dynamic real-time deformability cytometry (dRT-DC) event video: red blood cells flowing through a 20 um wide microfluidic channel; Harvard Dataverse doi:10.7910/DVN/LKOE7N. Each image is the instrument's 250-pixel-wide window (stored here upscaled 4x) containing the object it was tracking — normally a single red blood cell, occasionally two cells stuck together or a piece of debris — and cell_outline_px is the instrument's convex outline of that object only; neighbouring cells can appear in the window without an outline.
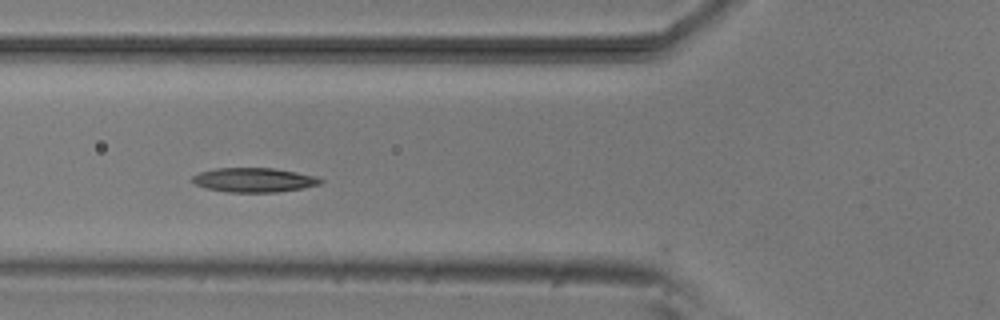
{"species": "common noctule bat (a hibernating species)", "species_latin": "Nyctalus noctula", "temperature_condition": "room temperature", "stored_images_in_passage": 6, "camera_frame_rate_fps": 3000, "um_per_image_px": 0.085, "animal": {"sex": "male", "body_mass_g": 20.5, "forearm_length_mm": 52.5}, "frame": {"image": 1, "passage_image": 3, "time_ms": 0.667, "image_size_px": [1000, 320], "cell_outline_px": [[324, 180], [320, 184], [300, 188], [276, 192], [228, 192], [208, 188], [196, 184], [192, 180], [192, 176], [200, 172], [216, 168], [272, 168], [296, 172], [316, 176]], "centroid_in_image_um": [21.59, 15.29], "position_along_channel_um": 104.2, "area_um2": 17.92}}